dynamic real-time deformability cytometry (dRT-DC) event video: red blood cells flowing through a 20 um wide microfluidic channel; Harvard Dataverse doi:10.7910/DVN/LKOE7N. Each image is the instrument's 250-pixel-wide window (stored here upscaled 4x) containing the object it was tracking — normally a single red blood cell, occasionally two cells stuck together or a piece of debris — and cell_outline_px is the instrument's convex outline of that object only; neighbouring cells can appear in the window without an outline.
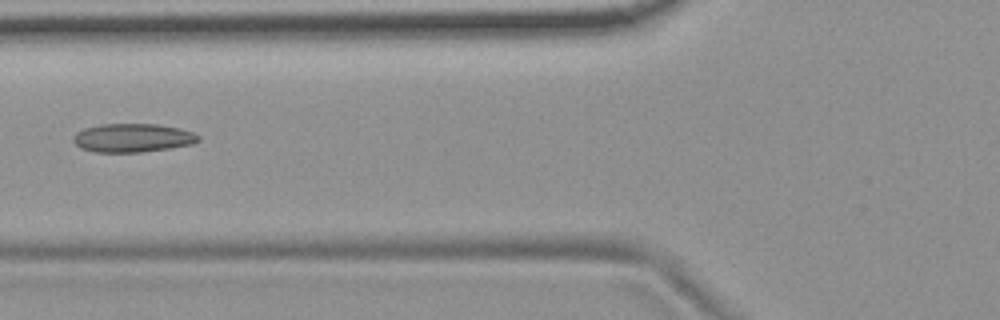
{"species": "common noctule bat (a hibernating species)", "species_latin": "Nyctalus noctula", "temperature_condition": "room temperature", "stored_images_in_passage": 5, "camera_frame_rate_fps": 3000, "um_per_image_px": 0.085, "animal": {"sex": "female", "body_mass_g": 19.9}, "frame": {"image": 1, "passage_image": 5, "time_ms": 1.333, "image_size_px": [1000, 320], "cell_outline_px": [[200, 140], [192, 144], [172, 148], [140, 152], [92, 152], [80, 148], [72, 140], [72, 136], [76, 132], [84, 128], [100, 124], [156, 124], [180, 128], [192, 132], [200, 136]], "centroid_in_image_um": [11.25, 11.72], "position_along_channel_um": 114.5, "area_um2": 21.04}}